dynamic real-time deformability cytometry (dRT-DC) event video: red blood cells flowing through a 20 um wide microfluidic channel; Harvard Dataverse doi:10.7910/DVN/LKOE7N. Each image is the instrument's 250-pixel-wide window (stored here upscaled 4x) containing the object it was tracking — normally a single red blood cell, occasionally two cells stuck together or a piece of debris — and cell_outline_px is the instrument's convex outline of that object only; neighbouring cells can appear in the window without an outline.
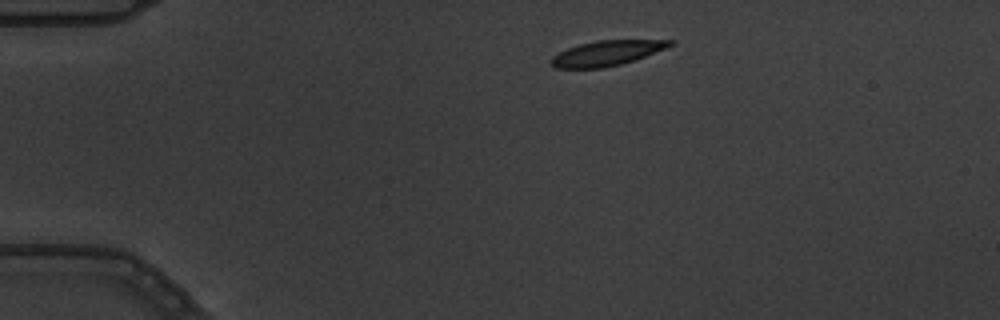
{"species": "common noctule bat (a hibernating species)", "species_latin": "Nyctalus noctula", "temperature_condition": "warm", "stored_images_in_passage": 3, "camera_frame_rate_fps": 3000, "um_per_image_px": 0.085, "animal": {"sex": "male", "body_mass_g": 19.5, "forearm_length_mm": 54.6}, "frame": {"image": 1, "passage_image": 1, "time_ms": 0.0, "image_size_px": [1000, 320], "cell_outline_px": [[676, 44], [644, 56], [620, 64], [604, 68], [556, 68], [552, 64], [552, 56], [568, 48], [580, 44], [596, 40], [676, 40]], "centroid_in_image_um": [51.6, 4.51], "position_along_channel_um": 33.4, "area_um2": 17.11}}